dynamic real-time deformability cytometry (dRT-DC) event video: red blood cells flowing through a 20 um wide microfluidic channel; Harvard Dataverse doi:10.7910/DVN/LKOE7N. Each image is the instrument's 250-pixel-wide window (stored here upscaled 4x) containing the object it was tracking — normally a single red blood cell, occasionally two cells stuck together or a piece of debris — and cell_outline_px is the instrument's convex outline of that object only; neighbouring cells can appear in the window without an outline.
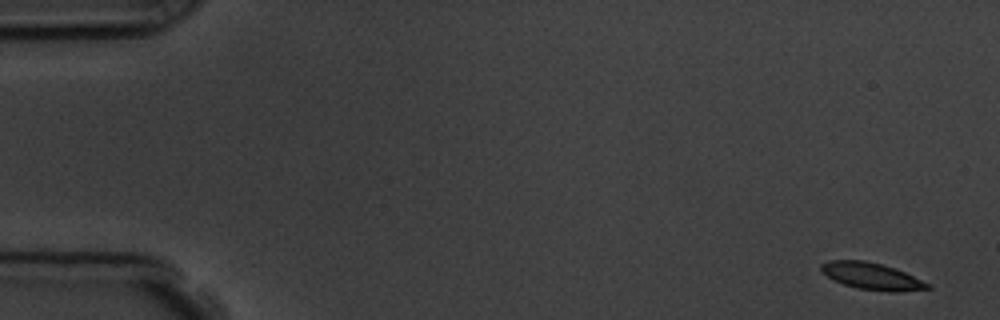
{"species": "common noctule bat (a hibernating species)", "species_latin": "Nyctalus noctula", "temperature_condition": "room temperature", "stored_images_in_passage": 5, "camera_frame_rate_fps": 3000, "um_per_image_px": 0.085, "animal": {"sex": "male", "body_mass_g": 19.5, "forearm_length_mm": 54.6}, "frame": {"image": 1, "passage_image": 1, "time_ms": 0.0, "image_size_px": [1000, 320], "cell_outline_px": [[932, 288], [896, 292], [892, 292], [856, 288], [844, 284], [828, 276], [820, 268], [820, 264], [828, 260], [864, 260], [880, 264], [904, 272], [928, 284]], "centroid_in_image_um": [74.06, 23.47], "position_along_channel_um": 10.9, "area_um2": 16.18}}
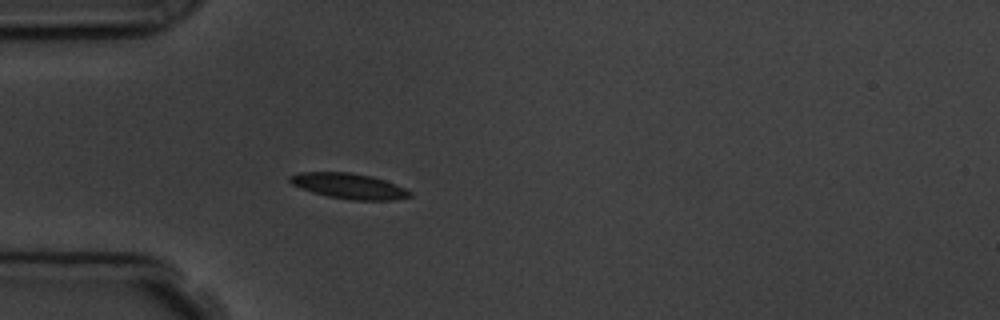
{"frame": {"image": 2, "passage_image": 5, "time_ms": 4.667, "image_size_px": [1000, 320], "cell_outline_px": [[412, 196], [396, 200], [352, 200], [328, 196], [312, 192], [300, 188], [292, 184], [288, 180], [288, 176], [300, 172], [348, 172], [372, 176], [396, 184], [412, 192]], "centroid_in_image_um": [29.66, 15.81], "position_along_channel_um": 55.3, "area_um2": 17.86}}